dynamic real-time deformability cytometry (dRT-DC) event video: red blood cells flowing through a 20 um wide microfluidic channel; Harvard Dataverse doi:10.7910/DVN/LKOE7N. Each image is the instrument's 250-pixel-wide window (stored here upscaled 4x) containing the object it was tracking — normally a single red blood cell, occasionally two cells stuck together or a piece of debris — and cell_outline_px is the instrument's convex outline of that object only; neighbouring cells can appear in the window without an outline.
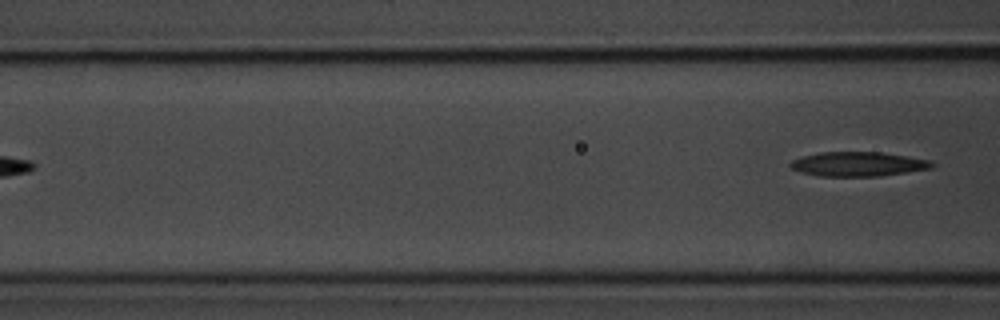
{"species": "common noctule bat (a hibernating species)", "species_latin": "Nyctalus noctula", "temperature_condition": "room temperature", "stored_images_in_passage": 6, "camera_frame_rate_fps": 3000, "um_per_image_px": 0.085, "animal": {"sex": "male", "body_mass_g": 20.1, "forearm_length_mm": 53.5}, "frame": {"image": 1, "passage_image": 6, "time_ms": 6.667, "image_size_px": [1000, 320], "cell_outline_px": [[936, 164], [932, 168], [876, 176], [820, 176], [800, 172], [792, 168], [788, 164], [792, 160], [800, 156], [820, 152], [880, 152], [908, 156], [932, 160]], "centroid_in_image_um": [72.93, 13.93], "position_along_channel_um": 93.7, "area_um2": 20.17}}